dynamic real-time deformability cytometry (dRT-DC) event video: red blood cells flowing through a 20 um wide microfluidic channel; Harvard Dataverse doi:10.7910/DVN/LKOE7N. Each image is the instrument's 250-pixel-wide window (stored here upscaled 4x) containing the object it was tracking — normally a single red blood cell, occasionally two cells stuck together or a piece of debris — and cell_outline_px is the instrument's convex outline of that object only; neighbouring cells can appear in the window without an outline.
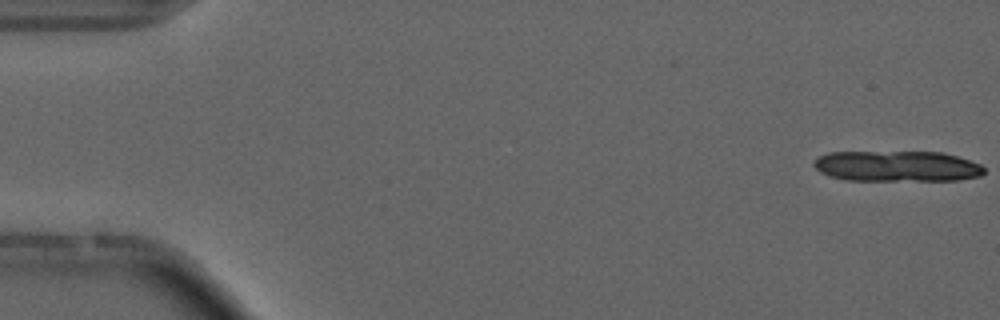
{"species": "common noctule bat (a hibernating species)", "species_latin": "Nyctalus noctula", "temperature_condition": "cold", "stored_images_in_passage": 4, "camera_frame_rate_fps": 3000, "um_per_image_px": 0.085, "animal": {"sex": "male", "forearm_length_mm": 52.5}, "frame": {"image": 1, "passage_image": 1, "time_ms": 0.0, "image_size_px": [1000, 320], "cell_outline_px": [[984, 172], [980, 176], [960, 180], [844, 180], [828, 176], [820, 172], [812, 164], [816, 156], [828, 152], [944, 152], [980, 164], [984, 168]], "centroid_in_image_um": [76.2, 14.12], "position_along_channel_um": 8.8, "area_um2": 30.69}}